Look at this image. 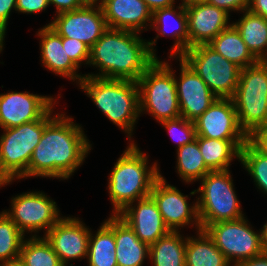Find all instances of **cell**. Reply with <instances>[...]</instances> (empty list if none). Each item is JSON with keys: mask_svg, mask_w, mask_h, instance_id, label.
I'll list each match as a JSON object with an SVG mask.
<instances>
[{"mask_svg": "<svg viewBox=\"0 0 267 266\" xmlns=\"http://www.w3.org/2000/svg\"><path fill=\"white\" fill-rule=\"evenodd\" d=\"M46 112V127L32 153L26 177L42 176L68 179L82 165L91 145L81 126L65 114Z\"/></svg>", "mask_w": 267, "mask_h": 266, "instance_id": "obj_1", "label": "cell"}, {"mask_svg": "<svg viewBox=\"0 0 267 266\" xmlns=\"http://www.w3.org/2000/svg\"><path fill=\"white\" fill-rule=\"evenodd\" d=\"M138 32L108 28L90 48V65L99 67V74L90 77L138 81L140 76L158 59L154 41L145 42Z\"/></svg>", "mask_w": 267, "mask_h": 266, "instance_id": "obj_2", "label": "cell"}, {"mask_svg": "<svg viewBox=\"0 0 267 266\" xmlns=\"http://www.w3.org/2000/svg\"><path fill=\"white\" fill-rule=\"evenodd\" d=\"M147 162V156L134 142L117 160L108 182L114 215L129 204L150 196L152 186L161 174L156 162L151 168H148Z\"/></svg>", "mask_w": 267, "mask_h": 266, "instance_id": "obj_3", "label": "cell"}, {"mask_svg": "<svg viewBox=\"0 0 267 266\" xmlns=\"http://www.w3.org/2000/svg\"><path fill=\"white\" fill-rule=\"evenodd\" d=\"M79 85L98 109L131 138L133 126L140 115L138 83L85 76Z\"/></svg>", "mask_w": 267, "mask_h": 266, "instance_id": "obj_4", "label": "cell"}, {"mask_svg": "<svg viewBox=\"0 0 267 266\" xmlns=\"http://www.w3.org/2000/svg\"><path fill=\"white\" fill-rule=\"evenodd\" d=\"M232 99L239 124L250 138L267 126V62L241 68Z\"/></svg>", "mask_w": 267, "mask_h": 266, "instance_id": "obj_5", "label": "cell"}, {"mask_svg": "<svg viewBox=\"0 0 267 266\" xmlns=\"http://www.w3.org/2000/svg\"><path fill=\"white\" fill-rule=\"evenodd\" d=\"M46 127V113L36 121L5 128L0 136V187L26 177L35 147Z\"/></svg>", "mask_w": 267, "mask_h": 266, "instance_id": "obj_6", "label": "cell"}, {"mask_svg": "<svg viewBox=\"0 0 267 266\" xmlns=\"http://www.w3.org/2000/svg\"><path fill=\"white\" fill-rule=\"evenodd\" d=\"M197 192L201 193L196 203L203 230L209 224L244 217L229 169L208 172L201 179V186L190 194L194 195Z\"/></svg>", "mask_w": 267, "mask_h": 266, "instance_id": "obj_7", "label": "cell"}, {"mask_svg": "<svg viewBox=\"0 0 267 266\" xmlns=\"http://www.w3.org/2000/svg\"><path fill=\"white\" fill-rule=\"evenodd\" d=\"M169 64L158 59L138 79L140 114H151L157 121L181 117L175 74Z\"/></svg>", "mask_w": 267, "mask_h": 266, "instance_id": "obj_8", "label": "cell"}, {"mask_svg": "<svg viewBox=\"0 0 267 266\" xmlns=\"http://www.w3.org/2000/svg\"><path fill=\"white\" fill-rule=\"evenodd\" d=\"M180 58L201 77L217 98H233L241 72V68L235 63L207 44L190 47Z\"/></svg>", "mask_w": 267, "mask_h": 266, "instance_id": "obj_9", "label": "cell"}, {"mask_svg": "<svg viewBox=\"0 0 267 266\" xmlns=\"http://www.w3.org/2000/svg\"><path fill=\"white\" fill-rule=\"evenodd\" d=\"M244 217L209 224L204 230L232 266L264 253L261 233L250 228Z\"/></svg>", "mask_w": 267, "mask_h": 266, "instance_id": "obj_10", "label": "cell"}, {"mask_svg": "<svg viewBox=\"0 0 267 266\" xmlns=\"http://www.w3.org/2000/svg\"><path fill=\"white\" fill-rule=\"evenodd\" d=\"M47 25L61 37L77 39L90 48L108 29L102 8L97 0L88 1L82 8L59 13Z\"/></svg>", "mask_w": 267, "mask_h": 266, "instance_id": "obj_11", "label": "cell"}, {"mask_svg": "<svg viewBox=\"0 0 267 266\" xmlns=\"http://www.w3.org/2000/svg\"><path fill=\"white\" fill-rule=\"evenodd\" d=\"M11 211H3L25 234V231L45 234L61 219L56 202L42 192L22 193L12 198Z\"/></svg>", "mask_w": 267, "mask_h": 266, "instance_id": "obj_12", "label": "cell"}, {"mask_svg": "<svg viewBox=\"0 0 267 266\" xmlns=\"http://www.w3.org/2000/svg\"><path fill=\"white\" fill-rule=\"evenodd\" d=\"M196 136L219 140H249L241 128L233 99L216 98L194 121Z\"/></svg>", "mask_w": 267, "mask_h": 266, "instance_id": "obj_13", "label": "cell"}, {"mask_svg": "<svg viewBox=\"0 0 267 266\" xmlns=\"http://www.w3.org/2000/svg\"><path fill=\"white\" fill-rule=\"evenodd\" d=\"M150 196L156 202L170 231L178 232L179 227L191 224V222L197 226L196 229H202L197 203L189 207L188 196H184L176 187L167 184L163 176L160 175L155 180Z\"/></svg>", "mask_w": 267, "mask_h": 266, "instance_id": "obj_14", "label": "cell"}, {"mask_svg": "<svg viewBox=\"0 0 267 266\" xmlns=\"http://www.w3.org/2000/svg\"><path fill=\"white\" fill-rule=\"evenodd\" d=\"M54 99L29 92L0 94V127L12 128L39 120L53 105Z\"/></svg>", "mask_w": 267, "mask_h": 266, "instance_id": "obj_15", "label": "cell"}, {"mask_svg": "<svg viewBox=\"0 0 267 266\" xmlns=\"http://www.w3.org/2000/svg\"><path fill=\"white\" fill-rule=\"evenodd\" d=\"M78 218H61L46 234L62 265L87 257L90 230Z\"/></svg>", "mask_w": 267, "mask_h": 266, "instance_id": "obj_16", "label": "cell"}, {"mask_svg": "<svg viewBox=\"0 0 267 266\" xmlns=\"http://www.w3.org/2000/svg\"><path fill=\"white\" fill-rule=\"evenodd\" d=\"M180 78H175L181 117L194 122L217 98L201 77L182 59Z\"/></svg>", "mask_w": 267, "mask_h": 266, "instance_id": "obj_17", "label": "cell"}, {"mask_svg": "<svg viewBox=\"0 0 267 266\" xmlns=\"http://www.w3.org/2000/svg\"><path fill=\"white\" fill-rule=\"evenodd\" d=\"M185 8L189 48L199 44H208L231 25L228 24L230 14L206 1L185 4Z\"/></svg>", "mask_w": 267, "mask_h": 266, "instance_id": "obj_18", "label": "cell"}, {"mask_svg": "<svg viewBox=\"0 0 267 266\" xmlns=\"http://www.w3.org/2000/svg\"><path fill=\"white\" fill-rule=\"evenodd\" d=\"M137 202V207L129 204L117 215L134 230L142 242L150 246L171 231L165 224L158 206L151 196Z\"/></svg>", "mask_w": 267, "mask_h": 266, "instance_id": "obj_19", "label": "cell"}, {"mask_svg": "<svg viewBox=\"0 0 267 266\" xmlns=\"http://www.w3.org/2000/svg\"><path fill=\"white\" fill-rule=\"evenodd\" d=\"M98 1V0H97ZM108 28L135 31L152 22L153 12L143 0H99Z\"/></svg>", "mask_w": 267, "mask_h": 266, "instance_id": "obj_20", "label": "cell"}, {"mask_svg": "<svg viewBox=\"0 0 267 266\" xmlns=\"http://www.w3.org/2000/svg\"><path fill=\"white\" fill-rule=\"evenodd\" d=\"M41 38V61L48 70L65 76L71 80H81L85 77L76 74L78 67L72 59L67 55V51L63 48L62 37L49 25L44 26L38 31Z\"/></svg>", "mask_w": 267, "mask_h": 266, "instance_id": "obj_21", "label": "cell"}, {"mask_svg": "<svg viewBox=\"0 0 267 266\" xmlns=\"http://www.w3.org/2000/svg\"><path fill=\"white\" fill-rule=\"evenodd\" d=\"M114 237L118 266H142L144 259L149 258L150 246L118 215H114Z\"/></svg>", "mask_w": 267, "mask_h": 266, "instance_id": "obj_22", "label": "cell"}, {"mask_svg": "<svg viewBox=\"0 0 267 266\" xmlns=\"http://www.w3.org/2000/svg\"><path fill=\"white\" fill-rule=\"evenodd\" d=\"M175 6L169 7V8H163L155 10L152 14V22L150 24V27L155 28L156 31L159 32L157 34L156 39L159 37L160 34L162 36L171 33L172 37L176 38L175 44L173 45V48L171 50L170 58L172 56L180 57L186 50L189 49V36H188V26H187V14H186V8L185 4L181 3L178 6L179 12H176L174 9ZM171 19V23H173L170 29L171 32L168 31L167 28L168 24ZM173 21V22H172ZM158 25V26H157ZM176 54V55H175Z\"/></svg>", "mask_w": 267, "mask_h": 266, "instance_id": "obj_23", "label": "cell"}, {"mask_svg": "<svg viewBox=\"0 0 267 266\" xmlns=\"http://www.w3.org/2000/svg\"><path fill=\"white\" fill-rule=\"evenodd\" d=\"M205 165L210 171L228 170L236 156L240 159L241 149L248 140H219L196 136Z\"/></svg>", "mask_w": 267, "mask_h": 266, "instance_id": "obj_24", "label": "cell"}, {"mask_svg": "<svg viewBox=\"0 0 267 266\" xmlns=\"http://www.w3.org/2000/svg\"><path fill=\"white\" fill-rule=\"evenodd\" d=\"M207 45L240 68H245L258 62L233 24L220 32Z\"/></svg>", "mask_w": 267, "mask_h": 266, "instance_id": "obj_25", "label": "cell"}, {"mask_svg": "<svg viewBox=\"0 0 267 266\" xmlns=\"http://www.w3.org/2000/svg\"><path fill=\"white\" fill-rule=\"evenodd\" d=\"M244 12L243 17L232 24L252 55L258 61L267 62V19L249 10Z\"/></svg>", "mask_w": 267, "mask_h": 266, "instance_id": "obj_26", "label": "cell"}, {"mask_svg": "<svg viewBox=\"0 0 267 266\" xmlns=\"http://www.w3.org/2000/svg\"><path fill=\"white\" fill-rule=\"evenodd\" d=\"M114 237V214L98 229L95 236L89 235L87 259L89 266H118Z\"/></svg>", "mask_w": 267, "mask_h": 266, "instance_id": "obj_27", "label": "cell"}, {"mask_svg": "<svg viewBox=\"0 0 267 266\" xmlns=\"http://www.w3.org/2000/svg\"><path fill=\"white\" fill-rule=\"evenodd\" d=\"M198 237H187L185 266H232L203 229Z\"/></svg>", "mask_w": 267, "mask_h": 266, "instance_id": "obj_28", "label": "cell"}, {"mask_svg": "<svg viewBox=\"0 0 267 266\" xmlns=\"http://www.w3.org/2000/svg\"><path fill=\"white\" fill-rule=\"evenodd\" d=\"M171 231L150 245L149 258L153 266H185L187 238Z\"/></svg>", "mask_w": 267, "mask_h": 266, "instance_id": "obj_29", "label": "cell"}, {"mask_svg": "<svg viewBox=\"0 0 267 266\" xmlns=\"http://www.w3.org/2000/svg\"><path fill=\"white\" fill-rule=\"evenodd\" d=\"M177 171L186 183L201 180L210 170L201 155L198 141L195 139L177 149Z\"/></svg>", "mask_w": 267, "mask_h": 266, "instance_id": "obj_30", "label": "cell"}, {"mask_svg": "<svg viewBox=\"0 0 267 266\" xmlns=\"http://www.w3.org/2000/svg\"><path fill=\"white\" fill-rule=\"evenodd\" d=\"M19 258L26 266H62L51 244L43 238L32 235L24 240Z\"/></svg>", "mask_w": 267, "mask_h": 266, "instance_id": "obj_31", "label": "cell"}, {"mask_svg": "<svg viewBox=\"0 0 267 266\" xmlns=\"http://www.w3.org/2000/svg\"><path fill=\"white\" fill-rule=\"evenodd\" d=\"M239 160L256 182L258 189L267 194V154L249 139L241 149Z\"/></svg>", "mask_w": 267, "mask_h": 266, "instance_id": "obj_32", "label": "cell"}, {"mask_svg": "<svg viewBox=\"0 0 267 266\" xmlns=\"http://www.w3.org/2000/svg\"><path fill=\"white\" fill-rule=\"evenodd\" d=\"M24 234L2 211L0 213V261L1 264L19 258Z\"/></svg>", "mask_w": 267, "mask_h": 266, "instance_id": "obj_33", "label": "cell"}, {"mask_svg": "<svg viewBox=\"0 0 267 266\" xmlns=\"http://www.w3.org/2000/svg\"><path fill=\"white\" fill-rule=\"evenodd\" d=\"M177 142V149L191 143L196 138L195 124L184 117L160 122ZM179 131V132H178Z\"/></svg>", "mask_w": 267, "mask_h": 266, "instance_id": "obj_34", "label": "cell"}, {"mask_svg": "<svg viewBox=\"0 0 267 266\" xmlns=\"http://www.w3.org/2000/svg\"><path fill=\"white\" fill-rule=\"evenodd\" d=\"M62 43L64 50L67 51V55L78 67L82 61L86 64L89 63L90 47L88 45L77 39L67 37H62Z\"/></svg>", "mask_w": 267, "mask_h": 266, "instance_id": "obj_35", "label": "cell"}, {"mask_svg": "<svg viewBox=\"0 0 267 266\" xmlns=\"http://www.w3.org/2000/svg\"><path fill=\"white\" fill-rule=\"evenodd\" d=\"M208 4L218 7L229 14L231 11L248 10L250 0H205Z\"/></svg>", "mask_w": 267, "mask_h": 266, "instance_id": "obj_36", "label": "cell"}, {"mask_svg": "<svg viewBox=\"0 0 267 266\" xmlns=\"http://www.w3.org/2000/svg\"><path fill=\"white\" fill-rule=\"evenodd\" d=\"M49 5V0H17L16 11L32 14L45 10Z\"/></svg>", "mask_w": 267, "mask_h": 266, "instance_id": "obj_37", "label": "cell"}, {"mask_svg": "<svg viewBox=\"0 0 267 266\" xmlns=\"http://www.w3.org/2000/svg\"><path fill=\"white\" fill-rule=\"evenodd\" d=\"M88 1L90 0H49V3L56 6V14H59L82 8Z\"/></svg>", "mask_w": 267, "mask_h": 266, "instance_id": "obj_38", "label": "cell"}, {"mask_svg": "<svg viewBox=\"0 0 267 266\" xmlns=\"http://www.w3.org/2000/svg\"><path fill=\"white\" fill-rule=\"evenodd\" d=\"M17 0H0V23L7 27V22L12 9L16 10Z\"/></svg>", "mask_w": 267, "mask_h": 266, "instance_id": "obj_39", "label": "cell"}, {"mask_svg": "<svg viewBox=\"0 0 267 266\" xmlns=\"http://www.w3.org/2000/svg\"><path fill=\"white\" fill-rule=\"evenodd\" d=\"M250 139L267 154V126L259 129Z\"/></svg>", "mask_w": 267, "mask_h": 266, "instance_id": "obj_40", "label": "cell"}, {"mask_svg": "<svg viewBox=\"0 0 267 266\" xmlns=\"http://www.w3.org/2000/svg\"><path fill=\"white\" fill-rule=\"evenodd\" d=\"M248 10L267 19V0H250Z\"/></svg>", "mask_w": 267, "mask_h": 266, "instance_id": "obj_41", "label": "cell"}, {"mask_svg": "<svg viewBox=\"0 0 267 266\" xmlns=\"http://www.w3.org/2000/svg\"><path fill=\"white\" fill-rule=\"evenodd\" d=\"M149 9L154 12L158 9L169 8L174 6V0H143Z\"/></svg>", "mask_w": 267, "mask_h": 266, "instance_id": "obj_42", "label": "cell"}, {"mask_svg": "<svg viewBox=\"0 0 267 266\" xmlns=\"http://www.w3.org/2000/svg\"><path fill=\"white\" fill-rule=\"evenodd\" d=\"M237 266H267V252L239 263Z\"/></svg>", "mask_w": 267, "mask_h": 266, "instance_id": "obj_43", "label": "cell"}, {"mask_svg": "<svg viewBox=\"0 0 267 266\" xmlns=\"http://www.w3.org/2000/svg\"><path fill=\"white\" fill-rule=\"evenodd\" d=\"M261 233V242L264 252H267V223L263 226Z\"/></svg>", "mask_w": 267, "mask_h": 266, "instance_id": "obj_44", "label": "cell"}, {"mask_svg": "<svg viewBox=\"0 0 267 266\" xmlns=\"http://www.w3.org/2000/svg\"><path fill=\"white\" fill-rule=\"evenodd\" d=\"M0 266H26V265L21 261L20 258H17L11 261L4 262L0 264Z\"/></svg>", "mask_w": 267, "mask_h": 266, "instance_id": "obj_45", "label": "cell"}, {"mask_svg": "<svg viewBox=\"0 0 267 266\" xmlns=\"http://www.w3.org/2000/svg\"><path fill=\"white\" fill-rule=\"evenodd\" d=\"M6 31V27L3 26L1 23H0V52L2 51L3 49V40L5 38V32Z\"/></svg>", "mask_w": 267, "mask_h": 266, "instance_id": "obj_46", "label": "cell"}, {"mask_svg": "<svg viewBox=\"0 0 267 266\" xmlns=\"http://www.w3.org/2000/svg\"><path fill=\"white\" fill-rule=\"evenodd\" d=\"M184 4H189V3H192V2H199V1H205V0H182Z\"/></svg>", "mask_w": 267, "mask_h": 266, "instance_id": "obj_47", "label": "cell"}]
</instances>
